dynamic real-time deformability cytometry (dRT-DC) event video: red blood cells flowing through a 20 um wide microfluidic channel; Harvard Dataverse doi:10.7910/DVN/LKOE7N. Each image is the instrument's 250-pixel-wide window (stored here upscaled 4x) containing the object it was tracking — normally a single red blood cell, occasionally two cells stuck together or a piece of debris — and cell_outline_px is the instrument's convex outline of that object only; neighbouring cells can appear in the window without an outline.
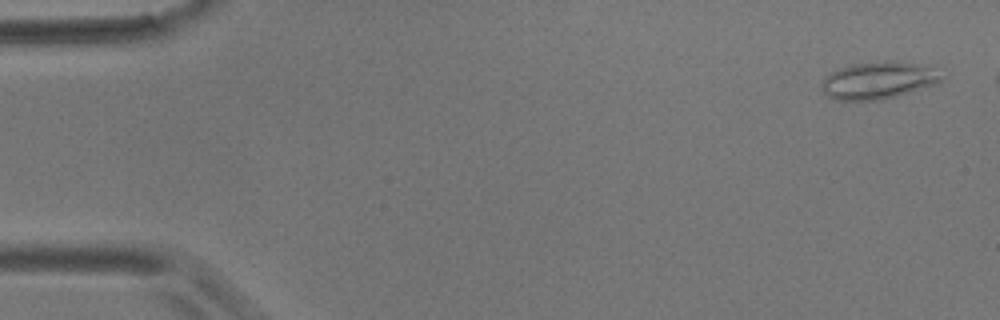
{"species": "common noctule bat (a hibernating species)", "species_latin": "Nyctalus noctula", "temperature_condition": "room temperature", "stored_images_in_passage": 11, "camera_frame_rate_fps": 3000, "um_per_image_px": 0.085, "animal": {"sex": "male", "body_mass_g": 17.9}, "frame": {"image": 1, "passage_image": 1, "time_ms": 0.0, "image_size_px": [1000, 320], "cell_outline_px": [[944, 80], [896, 96], [880, 100], [836, 100], [828, 96], [824, 92], [820, 84], [832, 72], [840, 68], [852, 64], [884, 60], [896, 60], [920, 64], [932, 68]], "centroid_in_image_um": [74.62, 6.81], "position_along_channel_um": 10.4, "area_um2": 25.61}}
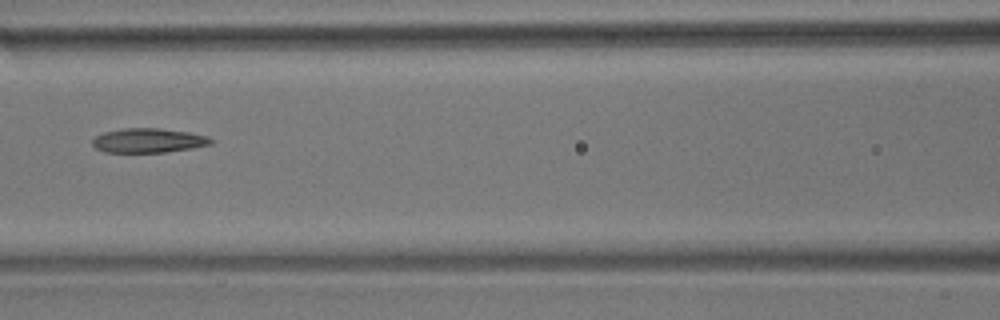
{"frame": {"image": 2, "passage_image": 7, "time_ms": 7.667, "image_size_px": [1000, 320], "cell_outline_px": [[212, 144], [192, 148], [164, 152], [104, 152], [96, 148], [92, 144], [92, 140], [96, 136], [104, 132], [124, 128], [156, 128], [188, 132], [208, 136], [212, 140]], "centroid_in_image_um": [12.6, 11.94], "position_along_channel_um": 154.0, "area_um2": 16.7}}
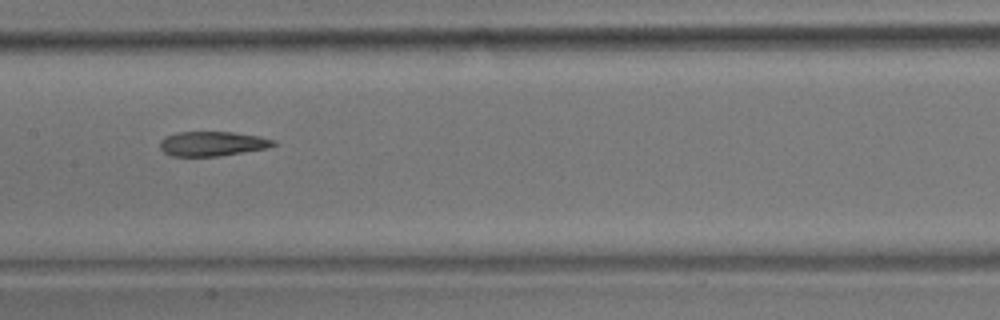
{"frame": {"image": 3, "passage_image": 8, "time_ms": 8.667, "image_size_px": [1000, 320], "cell_outline_px": [[276, 144], [268, 148], [216, 156], [172, 156], [164, 152], [160, 148], [160, 140], [164, 136], [176, 132], [232, 132], [260, 136], [276, 140]], "centroid_in_image_um": [18.04, 12.2], "position_along_channel_um": 189.4, "area_um2": 16.3}}